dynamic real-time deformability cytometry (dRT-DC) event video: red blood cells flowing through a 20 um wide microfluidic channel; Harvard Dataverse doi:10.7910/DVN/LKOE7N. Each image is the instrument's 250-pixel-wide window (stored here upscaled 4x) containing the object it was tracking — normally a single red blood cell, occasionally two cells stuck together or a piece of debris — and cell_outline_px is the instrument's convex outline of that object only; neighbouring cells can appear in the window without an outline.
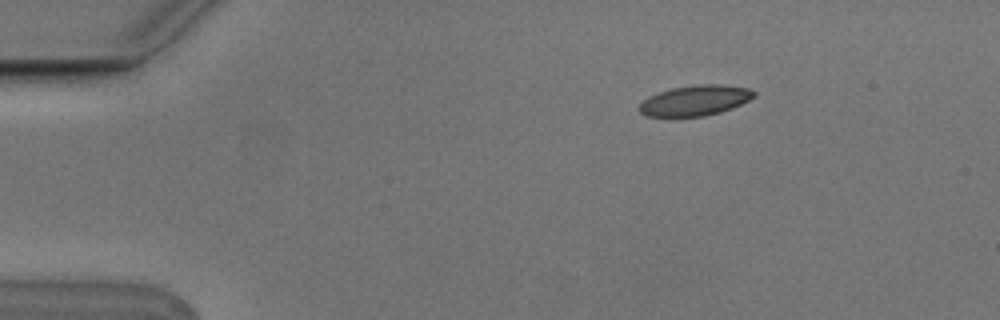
{"species": "Egyptian fruit bat (a non-hibernating species)", "species_latin": "Rousettus aegyptiacus", "temperature_condition": "cold", "stored_images_in_passage": 5, "camera_frame_rate_fps": 3000, "um_per_image_px": 0.085, "animal": {"sex": "male"}, "frame": {"image": 1, "passage_image": 1, "time_ms": 0.0, "image_size_px": [1000, 320], "cell_outline_px": [[756, 96], [732, 108], [720, 112], [704, 116], [648, 116], [640, 112], [640, 104], [648, 96], [672, 88], [700, 84], [720, 84], [748, 88], [756, 92]], "centroid_in_image_um": [59.11, 8.53], "position_along_channel_um": 25.9, "area_um2": 20.06}}
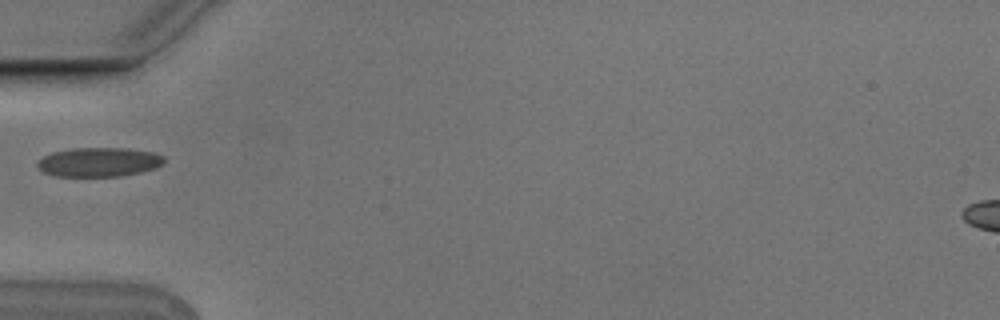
{"frame": {"image": 2, "passage_image": 4, "time_ms": 1.0, "image_size_px": [1000, 320], "cell_outline_px": [[164, 164], [156, 168], [140, 172], [120, 176], [52, 176], [44, 172], [36, 164], [44, 156], [52, 152], [72, 148], [124, 148], [152, 152], [164, 156]], "centroid_in_image_um": [8.42, 13.78], "position_along_channel_um": 76.6, "area_um2": 21.5}}